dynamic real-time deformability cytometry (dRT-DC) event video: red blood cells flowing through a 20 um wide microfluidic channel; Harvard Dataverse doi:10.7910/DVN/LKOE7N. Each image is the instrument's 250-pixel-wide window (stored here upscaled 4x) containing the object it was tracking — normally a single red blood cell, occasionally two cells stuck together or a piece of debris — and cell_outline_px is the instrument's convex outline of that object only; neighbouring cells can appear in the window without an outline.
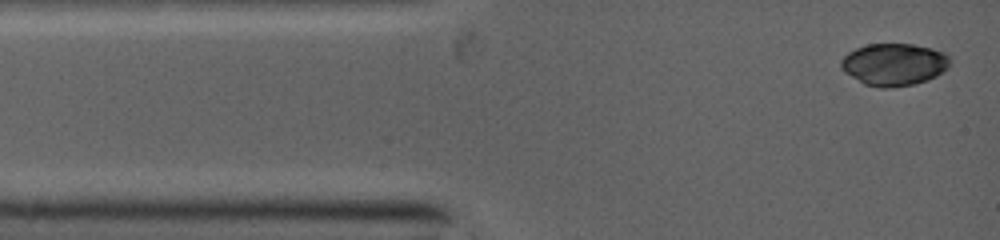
{"species": "common noctule bat (a hibernating species)", "species_latin": "Nyctalus noctula", "temperature_condition": "warm", "stored_images_in_passage": 53, "camera_frame_rate_fps": 5000, "um_per_image_px": 0.085, "animal": {"sex": "female", "body_mass_g": 19.0, "forearm_length_mm": 53.3}, "frame": {"image": 1, "passage_image": 1, "time_ms": 0.0, "image_size_px": [1000, 240], "cell_outline_px": [[952, 60], [948, 68], [936, 76], [928, 80], [916, 84], [892, 88], [880, 88], [864, 84], [844, 72], [840, 68], [840, 60], [848, 52], [856, 48], [868, 44], [912, 44], [932, 48], [944, 52]], "centroid_in_image_um": [76.0, 5.48], "position_along_channel_um": 9.0, "area_um2": 27.17}}
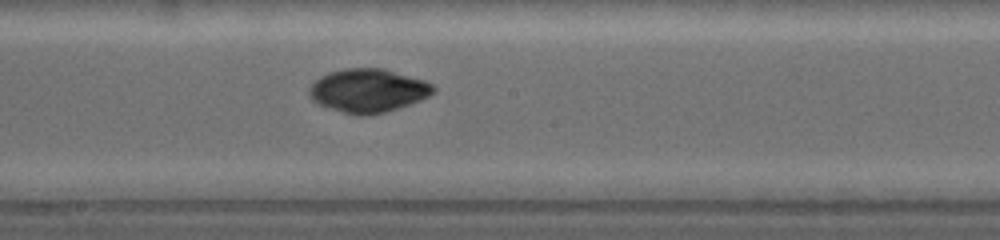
{"frame": {"image": 2, "passage_image": 30, "time_ms": 5.8, "image_size_px": [1000, 240], "cell_outline_px": [[436, 88], [428, 96], [408, 104], [384, 112], [344, 112], [320, 104], [312, 100], [308, 92], [312, 84], [320, 76], [328, 72], [344, 68], [384, 68], [424, 80], [432, 84]], "centroid_in_image_um": [31.28, 7.64], "position_along_channel_um": 216.9, "area_um2": 30.46}}
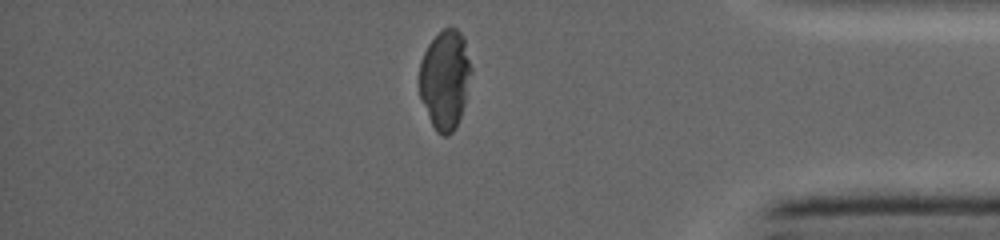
{"frame": {"image": 3, "passage_image": 53, "time_ms": 10.4, "image_size_px": [1000, 240], "cell_outline_px": [[472, 72], [464, 104], [460, 116], [452, 132], [448, 136], [444, 136], [436, 132], [432, 124], [420, 96], [420, 60], [428, 44], [444, 28], [456, 28], [464, 36], [472, 68]], "centroid_in_image_um": [37.84, 6.73], "position_along_channel_um": 397.4, "area_um2": 29.77}}